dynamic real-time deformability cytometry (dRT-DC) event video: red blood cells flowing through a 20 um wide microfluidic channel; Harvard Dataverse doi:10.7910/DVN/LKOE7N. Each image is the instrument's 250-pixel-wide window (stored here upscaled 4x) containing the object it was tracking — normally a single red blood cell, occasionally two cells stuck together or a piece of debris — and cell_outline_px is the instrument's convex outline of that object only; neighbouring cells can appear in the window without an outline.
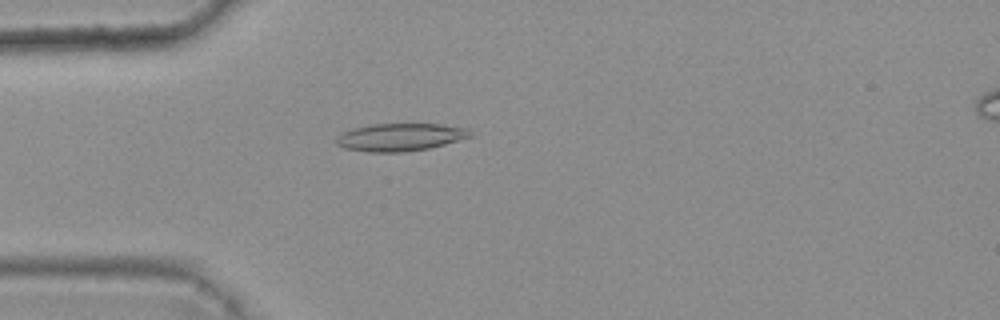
{"species": "common noctule bat (a hibernating species)", "species_latin": "Nyctalus noctula", "temperature_condition": "warm", "stored_images_in_passage": 5, "camera_frame_rate_fps": 3000, "um_per_image_px": 0.085, "animal": {"sex": "female", "body_mass_g": 25.1}, "frame": {"image": 1, "passage_image": 4, "time_ms": 1.0, "image_size_px": [1000, 320], "cell_outline_px": [[472, 136], [444, 144], [428, 148], [404, 152], [368, 152], [344, 148], [336, 144], [336, 136], [340, 132], [352, 128], [368, 124], [440, 124], [468, 128]], "centroid_in_image_um": [33.95, 11.65], "position_along_channel_um": 51.1, "area_um2": 21.68}}